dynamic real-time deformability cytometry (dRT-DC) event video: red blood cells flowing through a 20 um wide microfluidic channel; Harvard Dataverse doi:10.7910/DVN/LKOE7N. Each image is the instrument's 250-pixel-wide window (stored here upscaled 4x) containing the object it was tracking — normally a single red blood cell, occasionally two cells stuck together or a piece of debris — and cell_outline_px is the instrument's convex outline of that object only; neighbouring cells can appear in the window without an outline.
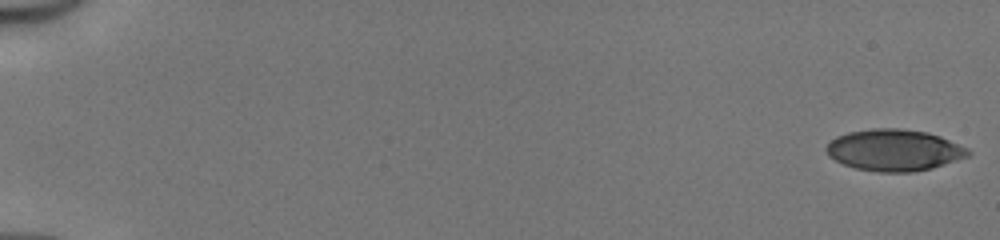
{"species": "human", "species_latin": "Homo sapiens", "temperature_condition": "cold", "stored_images_in_passage": 50, "camera_frame_rate_fps": 3000, "um_per_image_px": 0.085, "donor": {"sex": "male"}, "frame": {"image": 1, "passage_image": 1, "time_ms": 0.0, "image_size_px": [1000, 240], "cell_outline_px": [[972, 152], [968, 156], [932, 168], [912, 172], [880, 172], [856, 168], [844, 164], [828, 156], [824, 148], [836, 136], [848, 132], [872, 128], [900, 128], [928, 132], [940, 136], [968, 148]], "centroid_in_image_um": [76.0, 12.75], "position_along_channel_um": 9.0, "area_um2": 34.33}}
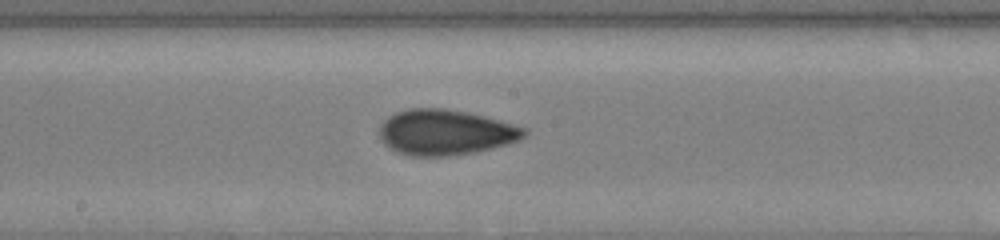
{"frame": {"image": 2, "passage_image": 29, "time_ms": 9.333, "image_size_px": [1000, 240], "cell_outline_px": [[528, 132], [520, 140], [476, 152], [448, 156], [408, 156], [396, 152], [384, 144], [380, 136], [380, 124], [388, 116], [396, 112], [408, 108], [444, 108], [484, 116], [528, 128]], "centroid_in_image_um": [37.84, 11.25], "position_along_channel_um": 210.4, "area_um2": 38.44}}
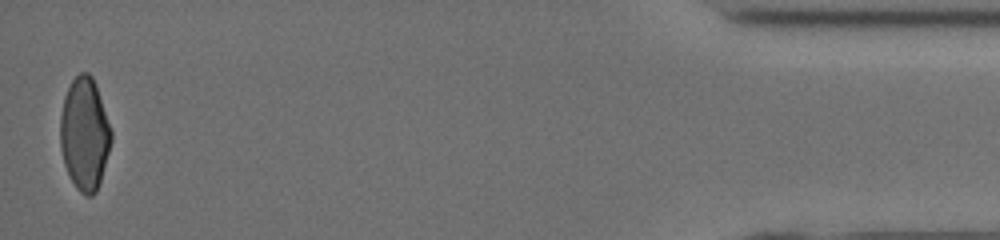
{"frame": {"image": 3, "passage_image": 50, "time_ms": 16.333, "image_size_px": [1000, 240], "cell_outline_px": [[112, 140], [100, 180], [96, 192], [92, 196], [84, 196], [76, 188], [64, 164], [60, 148], [60, 116], [64, 96], [72, 80], [80, 72], [88, 72], [92, 76], [96, 84], [112, 132]], "centroid_in_image_um": [7.18, 11.38], "position_along_channel_um": 428.0, "area_um2": 33.41}, "authors_computed_cell_mechanics": {"area_um2": 35.9227, "velocity_mm_per_s": 4.1858, "shape_relaxation_time_tau1_ms": 7.993, "shape_relaxation_time_tau2_ms": 1.4785, "deformation_change_tau1": 0.1779, "deformation_change_tau2": 0.0686}}